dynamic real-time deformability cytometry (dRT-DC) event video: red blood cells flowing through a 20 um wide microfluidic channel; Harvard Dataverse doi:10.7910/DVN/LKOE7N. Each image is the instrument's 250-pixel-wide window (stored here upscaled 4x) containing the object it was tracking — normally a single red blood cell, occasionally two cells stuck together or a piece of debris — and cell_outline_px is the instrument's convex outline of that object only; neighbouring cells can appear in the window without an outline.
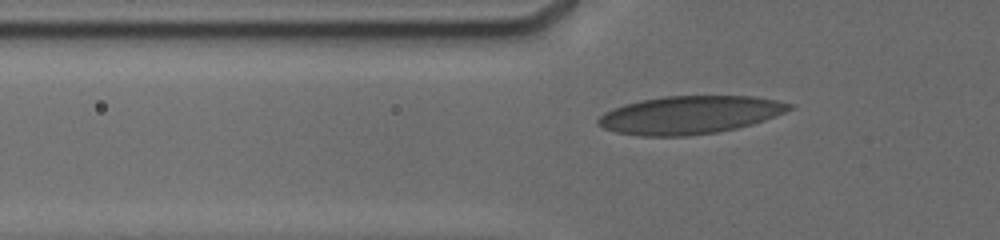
{"species": "human", "species_latin": "Homo sapiens", "temperature_condition": "cold", "stored_images_in_passage": 58, "camera_frame_rate_fps": 3000, "um_per_image_px": 0.085, "donor": {"sex": "male"}, "frame": {"image": 1, "passage_image": 6, "time_ms": 1.0, "image_size_px": [1000, 240], "cell_outline_px": [[792, 108], [784, 112], [764, 120], [752, 124], [736, 128], [716, 132], [688, 136], [640, 136], [616, 132], [604, 128], [596, 120], [604, 112], [612, 108], [624, 104], [640, 100], [664, 96], [752, 96], [776, 100], [792, 104]], "centroid_in_image_um": [58.6, 9.76], "position_along_channel_um": 67.2, "area_um2": 42.14}}
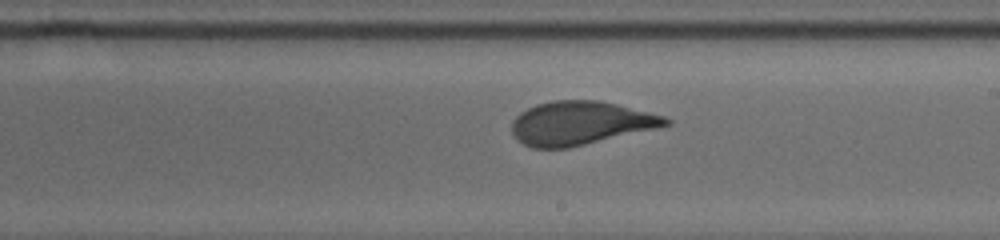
{"frame": {"image": 2, "passage_image": 27, "time_ms": 5.667, "image_size_px": [1000, 240], "cell_outline_px": [[672, 124], [660, 128], [568, 148], [532, 148], [516, 140], [512, 132], [512, 120], [520, 112], [536, 104], [552, 100], [600, 100], [664, 116], [672, 120]], "centroid_in_image_um": [49.34, 10.47], "position_along_channel_um": 239.7, "area_um2": 39.3}}
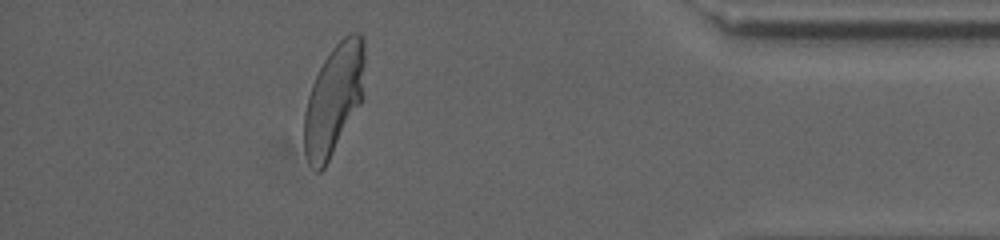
{"frame": {"image": 3, "passage_image": 49, "time_ms": 11.0, "image_size_px": [1000, 240], "cell_outline_px": [[364, 64], [360, 104], [324, 168], [320, 172], [316, 172], [308, 160], [304, 152], [304, 112], [308, 96], [312, 84], [324, 60], [332, 48], [348, 32], [360, 32], [364, 36]], "centroid_in_image_um": [28.36, 8.42], "position_along_channel_um": 406.8, "area_um2": 38.44}, "authors_computed_cell_mechanics": {"area_um2": 39.0728, "velocity_mm_per_s": 3.7921, "shape_relaxation_time_tau1_ms": 5.6945, "shape_relaxation_time_tau2_ms": null, "deformation_change_tau1": 0.1784, "deformation_change_tau2": null}}